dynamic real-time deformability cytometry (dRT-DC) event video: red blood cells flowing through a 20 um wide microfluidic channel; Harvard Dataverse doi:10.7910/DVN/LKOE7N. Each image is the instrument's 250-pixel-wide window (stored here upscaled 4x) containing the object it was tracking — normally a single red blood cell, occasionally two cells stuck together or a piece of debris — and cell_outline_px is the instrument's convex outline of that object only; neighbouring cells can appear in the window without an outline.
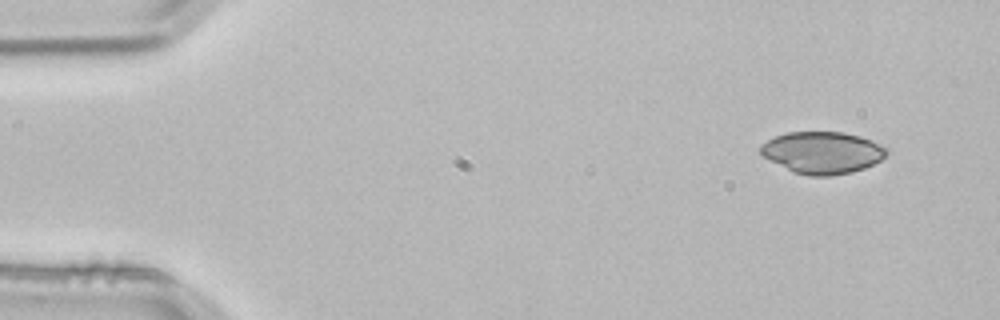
{"species": "common noctule bat (a hibernating species)", "species_latin": "Nyctalus noctula", "temperature_condition": "room temperature", "stored_images_in_passage": 4, "segment_of_instrument_passage": [1, 2], "camera_frame_rate_fps": 3000, "um_per_image_px": 0.085, "animal": {"sex": "male", "body_mass_g": 21.5, "forearm_length_mm": 52.0}, "frame": {"image": 1, "passage_image": 1, "time_ms": 0.0, "image_size_px": [1000, 320], "cell_outline_px": [[888, 152], [880, 160], [864, 168], [852, 172], [832, 176], [808, 176], [792, 172], [764, 156], [760, 152], [760, 144], [776, 136], [788, 132], [844, 132], [860, 136], [872, 140], [888, 148]], "centroid_in_image_um": [69.92, 12.97], "position_along_channel_um": 15.1, "area_um2": 30.81}}